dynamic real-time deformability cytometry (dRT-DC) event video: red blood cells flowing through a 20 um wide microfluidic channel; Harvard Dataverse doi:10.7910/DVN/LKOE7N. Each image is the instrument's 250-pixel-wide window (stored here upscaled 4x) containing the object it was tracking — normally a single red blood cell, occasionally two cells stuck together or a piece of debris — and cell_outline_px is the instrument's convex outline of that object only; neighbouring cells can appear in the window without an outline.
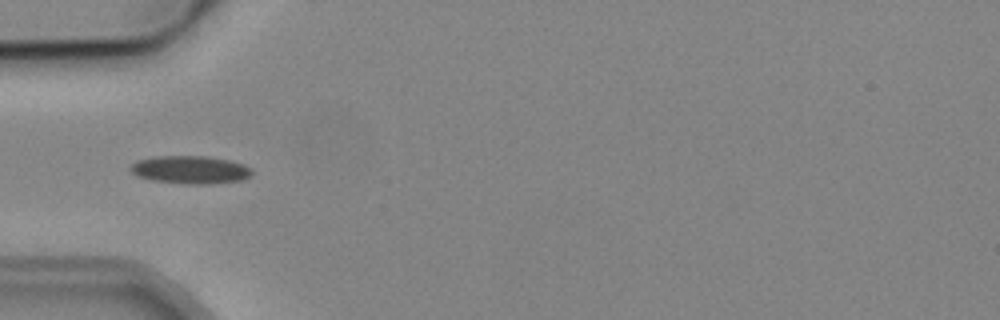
{"species": "common noctule bat (a hibernating species)", "species_latin": "Nyctalus noctula", "temperature_condition": "cold", "stored_images_in_passage": 3, "camera_frame_rate_fps": 3000, "um_per_image_px": 0.085, "animal": {"sex": "male", "body_mass_g": 19.2, "forearm_length_mm": 51.8}, "frame": {"image": 1, "passage_image": 1, "time_ms": 0.0, "image_size_px": [1000, 320], "cell_outline_px": [[252, 172], [244, 180], [208, 184], [184, 184], [152, 180], [140, 176], [132, 172], [132, 164], [136, 160], [156, 156], [204, 156], [228, 160], [244, 164], [252, 168]], "centroid_in_image_um": [16.21, 14.43], "position_along_channel_um": 68.8, "area_um2": 19.65}}